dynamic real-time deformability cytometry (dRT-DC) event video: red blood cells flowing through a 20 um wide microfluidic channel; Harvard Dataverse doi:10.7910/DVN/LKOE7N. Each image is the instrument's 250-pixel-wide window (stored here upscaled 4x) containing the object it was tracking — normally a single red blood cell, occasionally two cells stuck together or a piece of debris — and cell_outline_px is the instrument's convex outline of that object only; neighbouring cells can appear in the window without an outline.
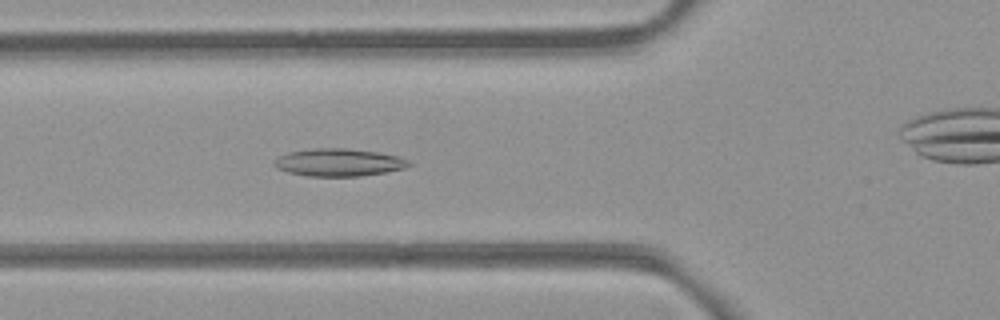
{"species": "common noctule bat (a hibernating species)", "species_latin": "Nyctalus noctula", "temperature_condition": "room temperature", "stored_images_in_passage": 3, "camera_frame_rate_fps": 3000, "um_per_image_px": 0.085, "animal": {"sex": "female", "body_mass_g": 21.9}, "frame": {"image": 1, "passage_image": 2, "time_ms": 0.333, "image_size_px": [1000, 320], "cell_outline_px": [[412, 164], [404, 168], [388, 172], [360, 176], [308, 176], [288, 172], [276, 168], [272, 164], [280, 156], [288, 152], [312, 148], [344, 148], [376, 152], [396, 156], [408, 160]], "centroid_in_image_um": [28.78, 13.81], "position_along_channel_um": 97.0, "area_um2": 21.56}}